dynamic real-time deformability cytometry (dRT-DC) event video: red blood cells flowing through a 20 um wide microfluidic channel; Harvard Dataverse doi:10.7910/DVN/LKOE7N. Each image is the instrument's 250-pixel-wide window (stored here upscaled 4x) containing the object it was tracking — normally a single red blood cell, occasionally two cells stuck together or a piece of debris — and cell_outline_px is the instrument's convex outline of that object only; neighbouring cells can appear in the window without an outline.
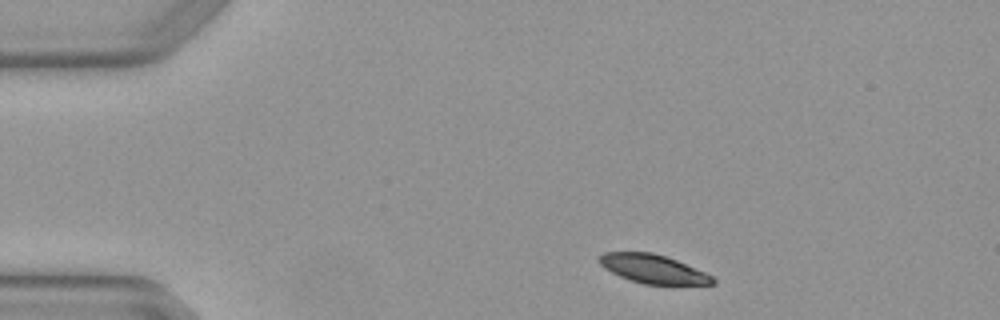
{"species": "Egyptian fruit bat (a non-hibernating species)", "species_latin": "Rousettus aegyptiacus", "temperature_condition": "warm", "stored_images_in_passage": 2, "camera_frame_rate_fps": 3000, "um_per_image_px": 0.085, "animal": {"sex": "female"}, "frame": {"image": 1, "passage_image": 1, "time_ms": 0.0, "image_size_px": [1000, 320], "cell_outline_px": [[716, 284], [644, 284], [620, 276], [604, 268], [596, 260], [596, 256], [604, 252], [652, 252], [676, 260], [704, 272], [712, 276], [716, 280]], "centroid_in_image_um": [55.46, 22.84], "position_along_channel_um": 29.5, "area_um2": 18.84}}